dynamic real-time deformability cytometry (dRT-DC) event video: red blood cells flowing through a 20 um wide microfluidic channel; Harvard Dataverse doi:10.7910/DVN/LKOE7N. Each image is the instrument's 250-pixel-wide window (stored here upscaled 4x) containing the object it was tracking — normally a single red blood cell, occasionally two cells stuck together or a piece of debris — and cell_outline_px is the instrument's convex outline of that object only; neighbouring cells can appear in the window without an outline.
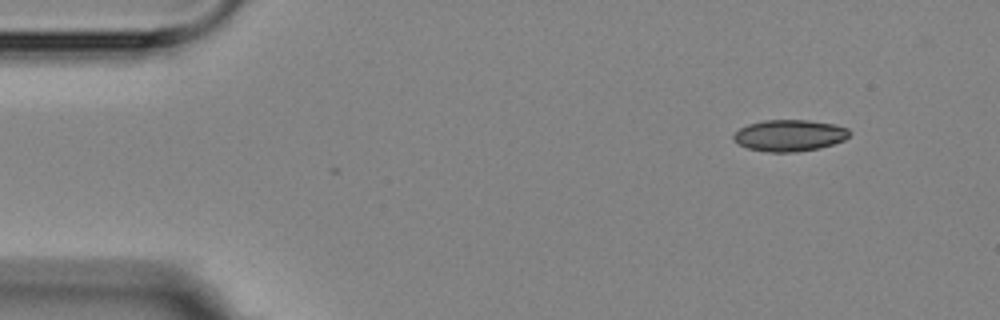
{"species": "Egyptian fruit bat (a non-hibernating species)", "species_latin": "Rousettus aegyptiacus", "temperature_condition": "room temperature", "stored_images_in_passage": 3, "camera_frame_rate_fps": 3000, "um_per_image_px": 0.085, "animal": {"sex": "female"}, "frame": {"image": 1, "passage_image": 1, "time_ms": 0.0, "image_size_px": [1000, 320], "cell_outline_px": [[852, 132], [844, 140], [820, 148], [796, 152], [768, 152], [748, 148], [732, 140], [732, 136], [740, 128], [748, 124], [764, 120], [808, 120], [836, 124], [848, 128]], "centroid_in_image_um": [67.12, 11.51], "position_along_channel_um": 17.9, "area_um2": 21.39}}
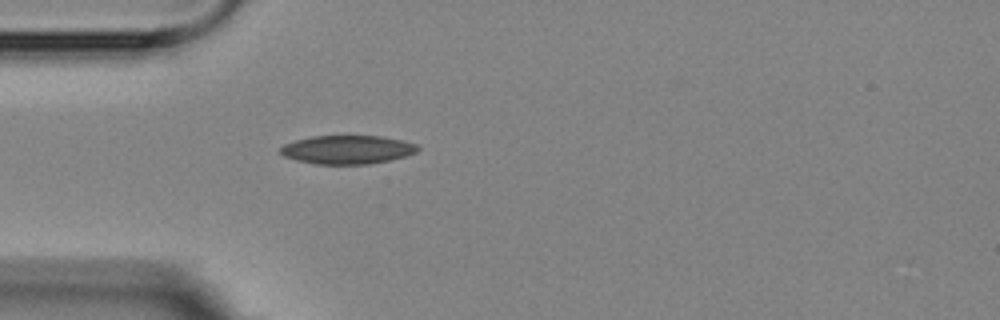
{"frame": {"image": 2, "passage_image": 3, "time_ms": 3.333, "image_size_px": [1000, 320], "cell_outline_px": [[420, 148], [416, 152], [404, 156], [388, 160], [368, 164], [316, 164], [296, 160], [284, 156], [280, 152], [280, 148], [284, 144], [296, 140], [312, 136], [380, 136], [400, 140], [416, 144]], "centroid_in_image_um": [29.5, 12.72], "position_along_channel_um": 55.5, "area_um2": 22.66}}